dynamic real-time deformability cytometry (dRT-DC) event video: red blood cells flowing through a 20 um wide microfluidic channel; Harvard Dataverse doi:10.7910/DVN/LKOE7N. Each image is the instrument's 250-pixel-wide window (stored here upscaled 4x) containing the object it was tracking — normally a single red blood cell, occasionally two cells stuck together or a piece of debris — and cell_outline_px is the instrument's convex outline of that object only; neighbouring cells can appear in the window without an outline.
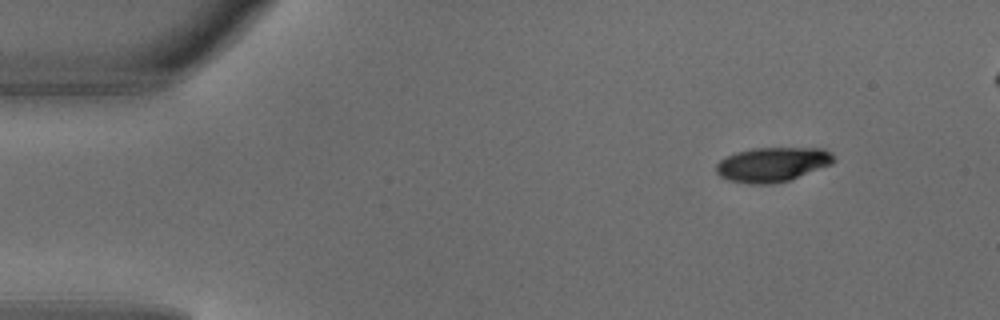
{"species": "common noctule bat (a hibernating species)", "species_latin": "Nyctalus noctula", "temperature_condition": "warm", "stored_images_in_passage": 4, "segment_of_instrument_passage": [1, 2], "camera_frame_rate_fps": 3000, "um_per_image_px": 0.085, "animal": {"sex": "male", "body_mass_g": 18.8}, "frame": {"image": 1, "passage_image": 1, "time_ms": 0.0, "image_size_px": [1000, 320], "cell_outline_px": [[836, 160], [832, 164], [788, 180], [772, 184], [748, 184], [728, 180], [720, 176], [716, 172], [716, 164], [720, 160], [736, 152], [752, 148], [824, 148], [832, 152]], "centroid_in_image_um": [65.66, 13.97], "position_along_channel_um": 19.3, "area_um2": 23.7}}